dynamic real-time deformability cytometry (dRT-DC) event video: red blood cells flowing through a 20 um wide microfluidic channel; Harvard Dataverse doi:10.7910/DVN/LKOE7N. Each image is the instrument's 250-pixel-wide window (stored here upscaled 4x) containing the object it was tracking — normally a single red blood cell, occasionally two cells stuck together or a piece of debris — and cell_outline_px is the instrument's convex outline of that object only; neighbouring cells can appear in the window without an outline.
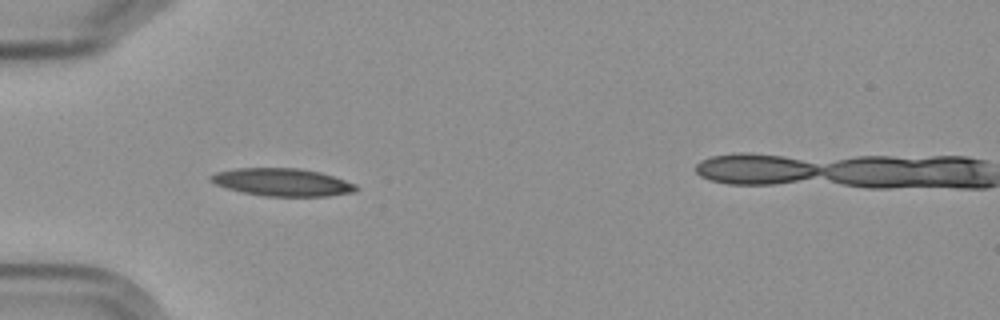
{"species": "Egyptian fruit bat (a non-hibernating species)", "species_latin": "Rousettus aegyptiacus", "temperature_condition": "cold", "stored_images_in_passage": 3, "camera_frame_rate_fps": 3000, "um_per_image_px": 0.085, "frame": {"image": 1, "passage_image": 1, "time_ms": 0.0, "image_size_px": [1000, 320], "cell_outline_px": [[360, 188], [356, 192], [328, 196], [264, 196], [244, 192], [228, 188], [216, 184], [208, 180], [208, 176], [216, 172], [236, 168], [300, 168], [320, 172], [356, 184]], "centroid_in_image_um": [24.01, 15.48], "position_along_channel_um": 61.0, "area_um2": 23.47}}
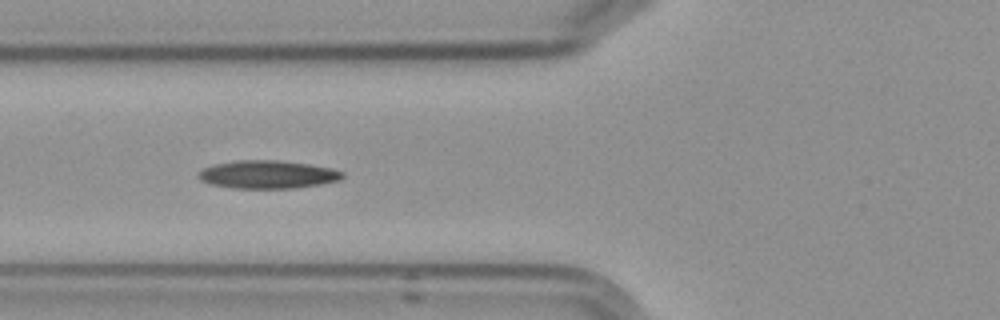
{"frame": {"image": 2, "passage_image": 2, "time_ms": 1.333, "image_size_px": [1000, 320], "cell_outline_px": [[344, 176], [340, 180], [320, 184], [296, 188], [236, 188], [212, 184], [200, 180], [196, 176], [204, 168], [216, 164], [236, 160], [276, 160], [308, 164], [332, 168], [344, 172]], "centroid_in_image_um": [22.78, 14.83], "position_along_channel_um": 103.0, "area_um2": 23.41}}
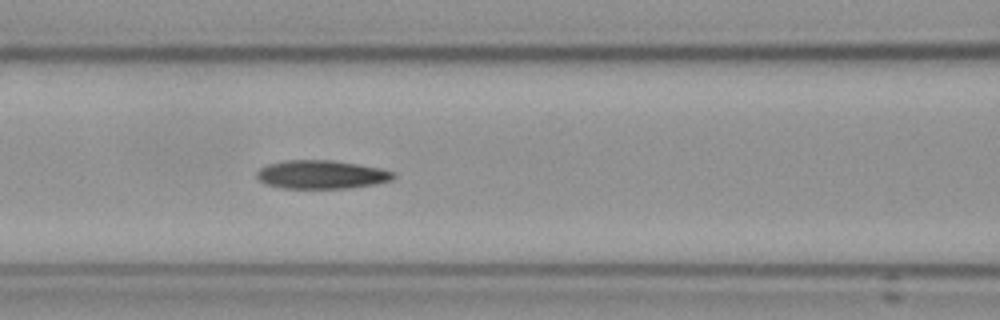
{"frame": {"image": 3, "passage_image": 3, "time_ms": 2.333, "image_size_px": [1000, 320], "cell_outline_px": [[396, 176], [392, 180], [376, 184], [348, 188], [284, 188], [268, 184], [260, 180], [256, 176], [256, 172], [260, 168], [268, 164], [284, 160], [332, 160], [380, 168], [392, 172]], "centroid_in_image_um": [27.32, 14.83], "position_along_channel_um": 139.3, "area_um2": 22.54}}